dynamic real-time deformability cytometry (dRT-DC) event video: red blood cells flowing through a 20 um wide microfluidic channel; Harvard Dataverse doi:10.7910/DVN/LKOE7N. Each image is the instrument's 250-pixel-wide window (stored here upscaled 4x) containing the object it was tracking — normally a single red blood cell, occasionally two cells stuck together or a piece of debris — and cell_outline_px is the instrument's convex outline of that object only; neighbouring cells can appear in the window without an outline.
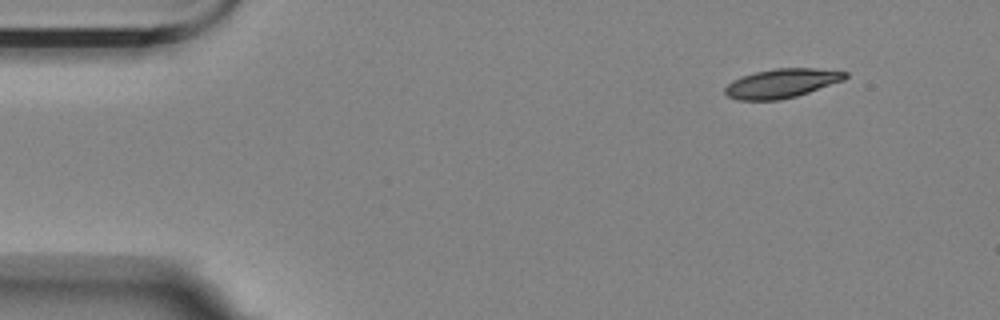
{"species": "Egyptian fruit bat (a non-hibernating species)", "species_latin": "Rousettus aegyptiacus", "temperature_condition": "room temperature", "stored_images_in_passage": 6, "camera_frame_rate_fps": 3000, "um_per_image_px": 0.085, "animal": {"sex": "female"}, "frame": {"image": 1, "passage_image": 1, "time_ms": 0.0, "image_size_px": [1000, 320], "cell_outline_px": [[848, 76], [844, 80], [796, 96], [780, 100], [736, 100], [728, 96], [724, 92], [724, 88], [732, 80], [740, 76], [756, 72], [776, 68], [816, 68], [848, 72]], "centroid_in_image_um": [66.42, 7.08], "position_along_channel_um": 18.6, "area_um2": 20.4}}